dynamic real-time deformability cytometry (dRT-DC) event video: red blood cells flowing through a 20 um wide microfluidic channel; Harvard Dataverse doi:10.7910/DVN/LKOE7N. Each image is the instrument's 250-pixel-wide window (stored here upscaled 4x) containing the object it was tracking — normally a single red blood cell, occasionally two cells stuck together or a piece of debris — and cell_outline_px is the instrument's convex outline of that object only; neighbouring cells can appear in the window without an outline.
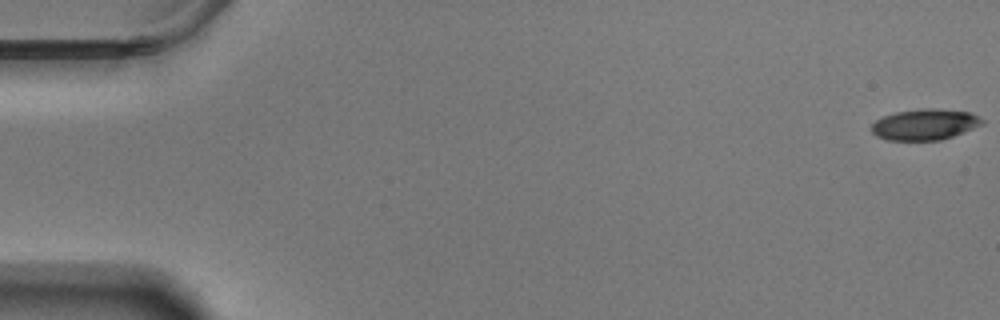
{"species": "Egyptian fruit bat (a non-hibernating species)", "species_latin": "Rousettus aegyptiacus", "temperature_condition": "warm", "stored_images_in_passage": 59, "camera_frame_rate_fps": 3000, "um_per_image_px": 0.085, "animal": {"sex": "male"}, "frame": {"image": 1, "passage_image": 1, "time_ms": 0.0, "image_size_px": [1000, 320], "cell_outline_px": [[984, 124], [952, 136], [940, 140], [888, 140], [876, 136], [872, 132], [872, 124], [876, 120], [884, 116], [896, 112], [920, 108], [936, 108], [972, 112], [984, 120]], "centroid_in_image_um": [78.63, 10.57], "position_along_channel_um": 6.4, "area_um2": 20.0}}
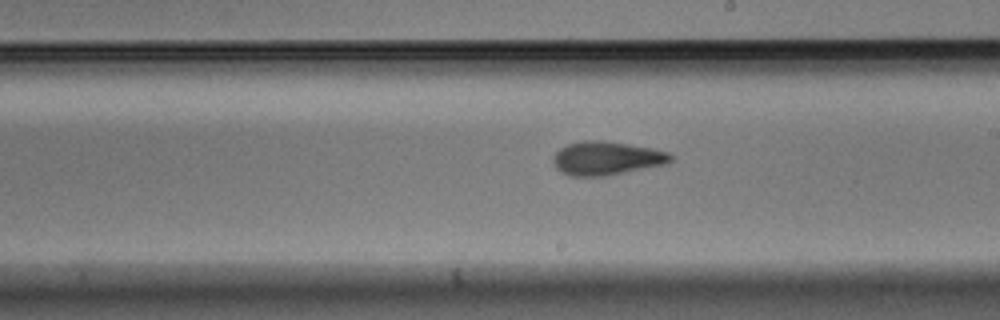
{"frame": {"image": 2, "passage_image": 34, "time_ms": 11.0, "image_size_px": [1000, 320], "cell_outline_px": [[676, 156], [668, 164], [608, 176], [568, 176], [560, 172], [552, 164], [552, 156], [560, 148], [568, 144], [584, 140], [600, 140], [628, 144], [652, 148], [668, 152]], "centroid_in_image_um": [51.56, 13.46], "position_along_channel_um": 237.4, "area_um2": 23.47}}
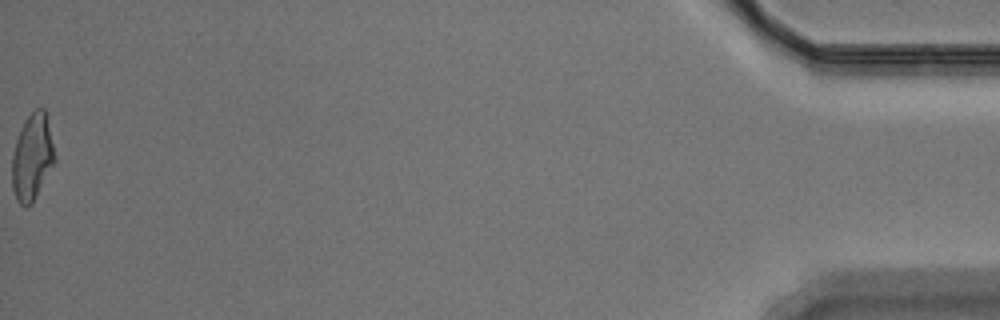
{"frame": {"image": 3, "passage_image": 59, "time_ms": 19.333, "image_size_px": [1000, 320], "cell_outline_px": [[56, 160], [32, 204], [28, 208], [24, 208], [16, 200], [12, 188], [12, 156], [16, 140], [20, 128], [24, 120], [36, 108], [44, 108], [56, 156]], "centroid_in_image_um": [2.73, 13.4], "position_along_channel_um": 432.5, "area_um2": 21.62}, "authors_computed_cell_mechanics": {"area_um2": 21.675, "velocity_mm_per_s": 3.5129, "shape_relaxation_time_tau1_ms": 4.9313, "shape_relaxation_time_tau2_ms": 2.4103, "deformation_change_tau1": 0.1624, "deformation_change_tau2": 0.1047}}